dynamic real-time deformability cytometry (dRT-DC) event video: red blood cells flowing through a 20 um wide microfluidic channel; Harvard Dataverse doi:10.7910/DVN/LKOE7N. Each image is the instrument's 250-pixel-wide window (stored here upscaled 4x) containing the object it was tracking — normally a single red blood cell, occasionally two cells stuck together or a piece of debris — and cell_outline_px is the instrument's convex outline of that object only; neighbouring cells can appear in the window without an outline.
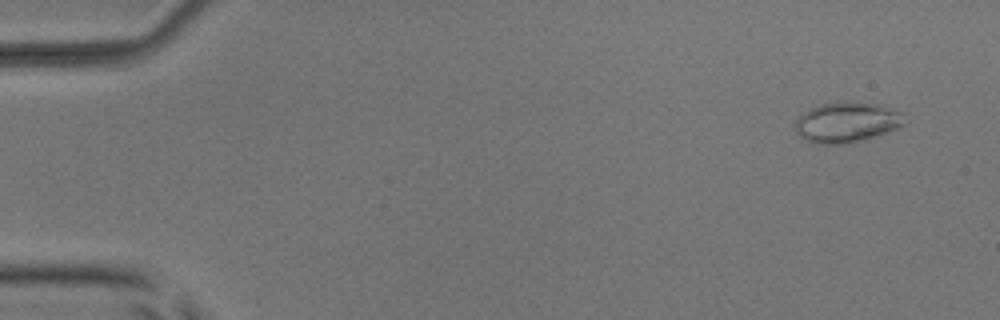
{"species": "common noctule bat (a hibernating species)", "species_latin": "Nyctalus noctula", "temperature_condition": "room temperature", "stored_images_in_passage": 54, "segment_of_instrument_passage": [1, 2], "camera_frame_rate_fps": 3000, "um_per_image_px": 0.085, "animal": {"sex": "male", "body_mass_g": 17.9, "forearm_length_mm": 54.2}, "frame": {"image": 1, "passage_image": 4, "time_ms": 1.0, "image_size_px": [1000, 320], "cell_outline_px": [[904, 124], [888, 132], [848, 144], [816, 144], [800, 136], [796, 132], [796, 120], [804, 112], [820, 104], [836, 100], [856, 100], [880, 104], [900, 112]], "centroid_in_image_um": [71.96, 10.36], "position_along_channel_um": 13.0, "area_um2": 25.89}}
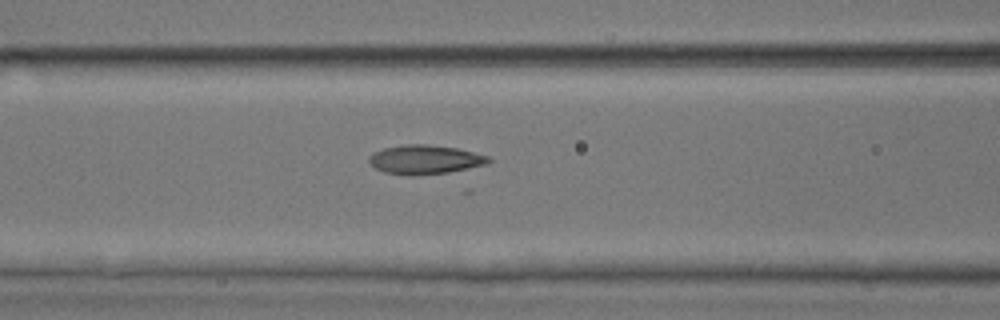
{"frame": {"image": 2, "passage_image": 23, "time_ms": 7.333, "image_size_px": [1000, 320], "cell_outline_px": [[492, 160], [488, 164], [448, 172], [412, 176], [384, 172], [376, 168], [368, 160], [368, 156], [372, 152], [384, 148], [404, 144], [428, 144], [456, 148], [488, 156]], "centroid_in_image_um": [36.1, 13.56], "position_along_channel_um": 130.5, "area_um2": 20.23}}
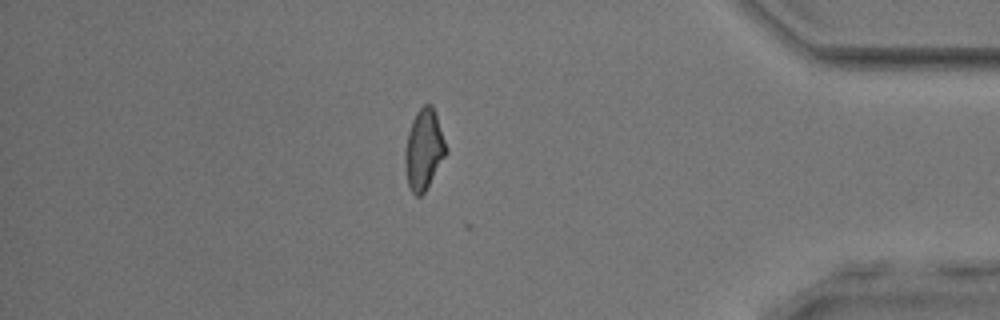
{"frame": {"image": 3, "passage_image": 46, "time_ms": 15.0, "image_size_px": [1000, 320], "cell_outline_px": [[448, 152], [424, 192], [420, 196], [416, 196], [412, 192], [408, 184], [404, 168], [404, 152], [408, 132], [412, 120], [416, 112], [424, 104], [432, 104], [448, 148]], "centroid_in_image_um": [36.02, 12.7], "position_along_channel_um": 399.2, "area_um2": 19.31}}